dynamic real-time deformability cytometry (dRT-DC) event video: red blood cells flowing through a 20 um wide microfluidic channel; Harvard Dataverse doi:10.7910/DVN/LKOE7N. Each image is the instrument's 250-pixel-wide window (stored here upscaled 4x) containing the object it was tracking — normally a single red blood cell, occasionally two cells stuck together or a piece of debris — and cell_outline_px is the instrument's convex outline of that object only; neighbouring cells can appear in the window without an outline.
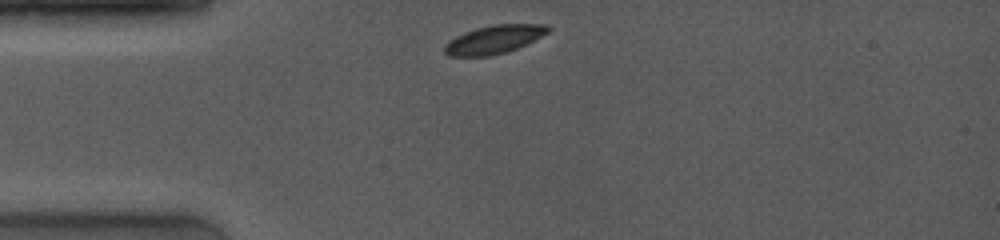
{"species": "common noctule bat (a hibernating species)", "species_latin": "Nyctalus noctula", "temperature_condition": "room temperature", "stored_images_in_passage": 37, "camera_frame_rate_fps": 4000, "um_per_image_px": 0.085, "animal": {"sex": "female", "body_mass_g": 19.0, "forearm_length_mm": 53.3}, "frame": {"image": 1, "passage_image": 1, "time_ms": 0.0, "image_size_px": [1000, 240], "cell_outline_px": [[552, 28], [548, 32], [516, 48], [504, 52], [488, 56], [448, 56], [444, 52], [444, 44], [448, 40], [464, 32], [476, 28], [496, 24], [548, 24]], "centroid_in_image_um": [41.95, 3.34], "position_along_channel_um": 43.0, "area_um2": 16.94}}
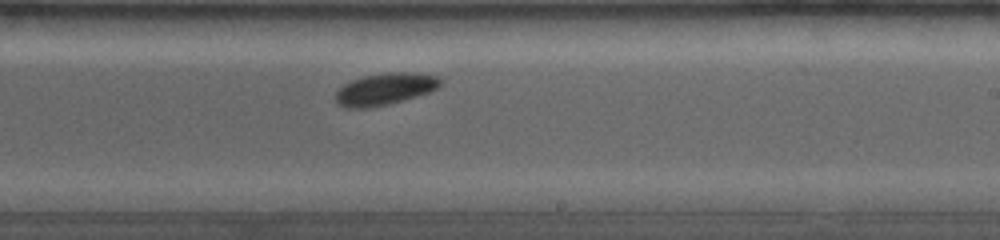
{"frame": {"image": 2, "passage_image": 22, "time_ms": 6.0, "image_size_px": [1000, 240], "cell_outline_px": [[444, 80], [436, 88], [428, 92], [416, 96], [388, 104], [368, 108], [344, 108], [336, 104], [336, 92], [344, 84], [352, 80], [364, 76], [388, 72], [412, 72], [440, 76]], "centroid_in_image_um": [32.72, 7.56], "position_along_channel_um": 256.3, "area_um2": 19.48}}
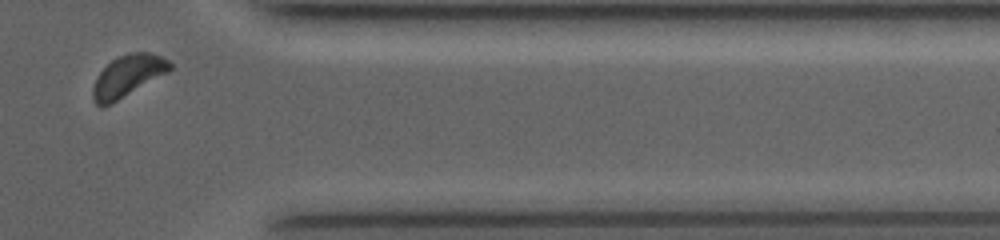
{"frame": {"image": 3, "passage_image": 33, "time_ms": 9.75, "image_size_px": [1000, 240], "cell_outline_px": [[172, 68], [168, 72], [112, 104], [100, 108], [92, 100], [92, 88], [96, 76], [112, 60], [128, 52], [148, 52], [160, 56], [168, 60], [172, 64]], "centroid_in_image_um": [10.83, 6.48], "position_along_channel_um": 400.6, "area_um2": 18.79}, "authors_computed_cell_mechanics": {"area_um2": 18.785, "velocity_mm_per_s": 3.9301, "shape_relaxation_time_tau1_ms": 5.0228, "shape_relaxation_time_tau2_ms": null, "deformation_change_tau1": 0.1752, "deformation_change_tau2": null}}